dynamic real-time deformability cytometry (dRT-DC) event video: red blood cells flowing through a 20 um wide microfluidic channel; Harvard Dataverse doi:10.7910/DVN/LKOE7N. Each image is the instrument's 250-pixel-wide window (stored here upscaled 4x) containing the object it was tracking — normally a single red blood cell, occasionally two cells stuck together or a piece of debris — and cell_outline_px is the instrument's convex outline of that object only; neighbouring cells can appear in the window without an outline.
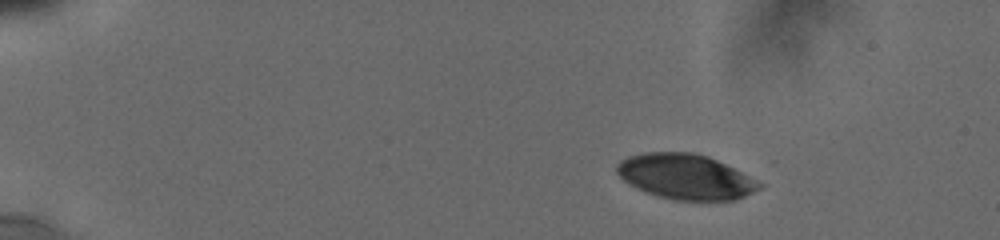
{"species": "human", "species_latin": "Homo sapiens", "temperature_condition": "cold", "stored_images_in_passage": 10, "camera_frame_rate_fps": 3000, "um_per_image_px": 0.085, "donor": {"sex": "male"}, "frame": {"image": 1, "passage_image": 1, "time_ms": 0.0, "image_size_px": [1000, 240], "cell_outline_px": [[764, 184], [760, 188], [736, 200], [676, 200], [660, 196], [636, 188], [624, 180], [616, 172], [616, 164], [620, 160], [628, 156], [644, 152], [692, 152], [708, 156]], "centroid_in_image_um": [58.24, 15.01], "position_along_channel_um": 26.8, "area_um2": 37.11}}
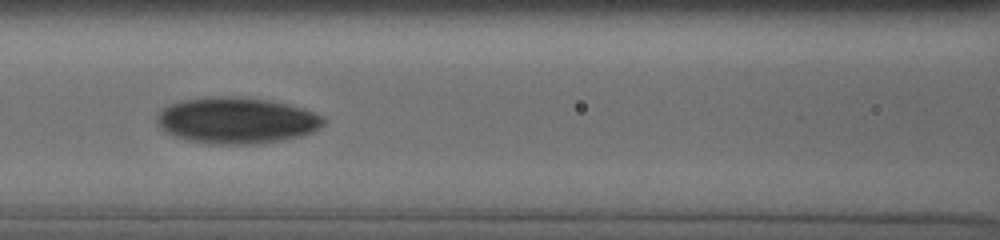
{"frame": {"image": 2, "passage_image": 8, "time_ms": 6.0, "image_size_px": [1000, 240], "cell_outline_px": [[324, 124], [312, 132], [300, 136], [284, 140], [260, 144], [208, 144], [188, 140], [176, 136], [168, 132], [156, 120], [156, 116], [164, 108], [172, 104], [184, 100], [208, 96], [240, 96], [272, 100], [300, 108], [324, 116]], "centroid_in_image_um": [20.14, 10.24], "position_along_channel_um": 146.5, "area_um2": 44.8}}
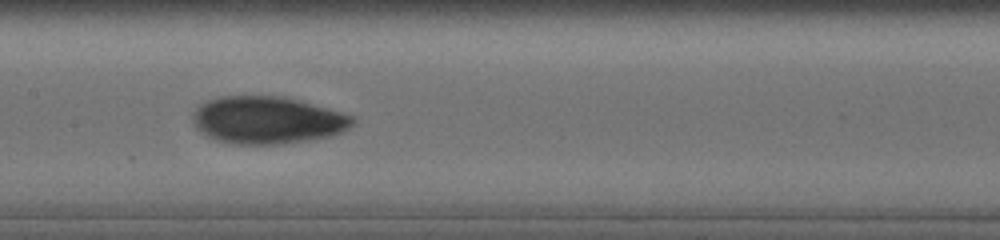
{"frame": {"image": 3, "passage_image": 9, "time_ms": 7.0, "image_size_px": [1000, 240], "cell_outline_px": [[356, 120], [348, 128], [332, 136], [308, 140], [280, 144], [232, 144], [216, 140], [204, 136], [196, 128], [192, 120], [192, 116], [196, 108], [200, 104], [208, 100], [224, 96], [284, 96], [300, 100], [340, 112], [352, 116]], "centroid_in_image_um": [22.69, 10.21], "position_along_channel_um": 184.7, "area_um2": 44.22}}